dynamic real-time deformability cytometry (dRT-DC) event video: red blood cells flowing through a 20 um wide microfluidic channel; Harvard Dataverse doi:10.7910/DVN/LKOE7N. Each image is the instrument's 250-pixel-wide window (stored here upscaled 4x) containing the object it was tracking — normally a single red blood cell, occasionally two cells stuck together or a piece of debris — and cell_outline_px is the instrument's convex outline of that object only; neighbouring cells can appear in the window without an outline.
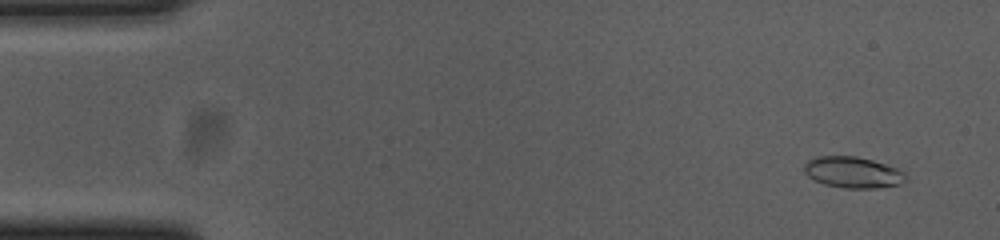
{"species": "common noctule bat (a hibernating species)", "species_latin": "Nyctalus noctula", "temperature_condition": "cold", "stored_images_in_passage": 56, "camera_frame_rate_fps": 3000, "um_per_image_px": 0.085, "animal": {"sex": "female", "body_mass_g": 23.0, "forearm_length_mm": 53.4}, "frame": {"image": 1, "passage_image": 4, "time_ms": 1.0, "image_size_px": [1000, 240], "cell_outline_px": [[908, 180], [904, 184], [876, 188], [844, 188], [824, 184], [808, 176], [804, 172], [804, 164], [808, 160], [816, 156], [856, 156], [872, 160], [896, 168], [904, 172], [908, 176]], "centroid_in_image_um": [72.53, 14.65], "position_along_channel_um": 12.5, "area_um2": 18.61}}
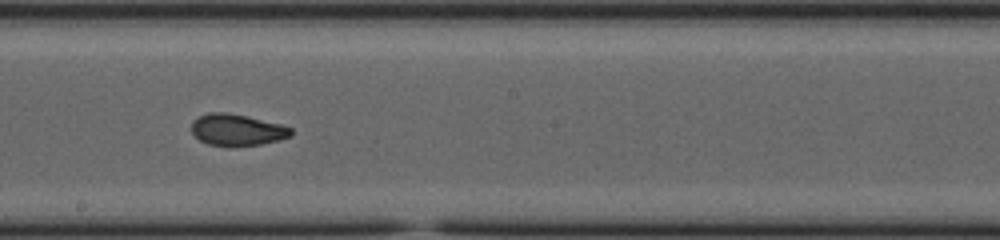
{"frame": {"image": 2, "passage_image": 31, "time_ms": 10.0, "image_size_px": [1000, 240], "cell_outline_px": [[292, 136], [280, 140], [260, 144], [208, 144], [200, 140], [192, 132], [192, 120], [208, 112], [224, 112], [248, 116], [280, 124], [292, 128]], "centroid_in_image_um": [20.17, 11.0], "position_along_channel_um": 228.0, "area_um2": 17.86}}
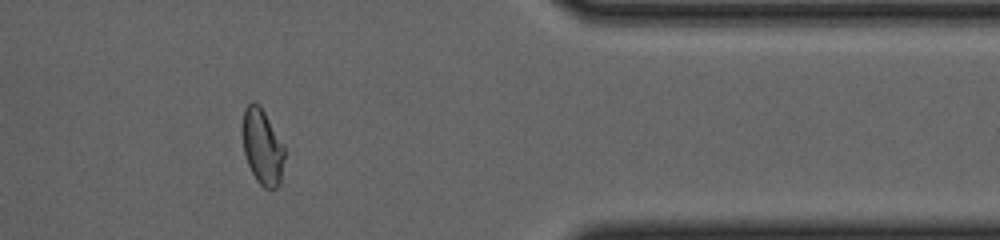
{"frame": {"image": 3, "passage_image": 46, "time_ms": 15.0, "image_size_px": [1000, 240], "cell_outline_px": [[284, 156], [280, 184], [276, 188], [264, 188], [256, 180], [248, 164], [244, 152], [240, 132], [240, 128], [244, 108], [252, 100], [260, 104], [284, 144]], "centroid_in_image_um": [22.27, 12.42], "position_along_channel_um": 389.1, "area_um2": 19.02}, "authors_computed_cell_mechanics": {"area_um2": 18.5249, "velocity_mm_per_s": 3.6809, "shape_relaxation_time_tau1_ms": null, "shape_relaxation_time_tau2_ms": 1.3664, "deformation_change_tau1": null, "deformation_change_tau2": 0.0518}}